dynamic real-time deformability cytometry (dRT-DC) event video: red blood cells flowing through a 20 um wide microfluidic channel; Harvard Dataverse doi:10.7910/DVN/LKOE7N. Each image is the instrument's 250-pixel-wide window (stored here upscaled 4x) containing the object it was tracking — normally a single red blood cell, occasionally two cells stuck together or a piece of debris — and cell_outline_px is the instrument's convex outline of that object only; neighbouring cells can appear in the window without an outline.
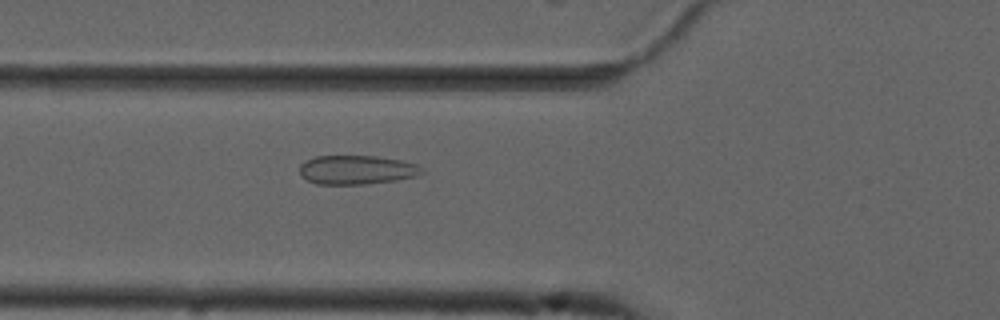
{"species": "common noctule bat (a hibernating species)", "species_latin": "Nyctalus noctula", "temperature_condition": "cold", "stored_images_in_passage": 55, "camera_frame_rate_fps": 3000, "um_per_image_px": 0.085, "animal": {"sex": "male", "forearm_length_mm": 52.5}, "frame": {"image": 1, "passage_image": 20, "time_ms": 6.333, "image_size_px": [1000, 320], "cell_outline_px": [[424, 172], [416, 176], [396, 180], [368, 184], [316, 184], [300, 176], [300, 164], [316, 156], [376, 156], [400, 160], [416, 164], [424, 168]], "centroid_in_image_um": [30.33, 14.44], "position_along_channel_um": 95.5, "area_um2": 20.69}}
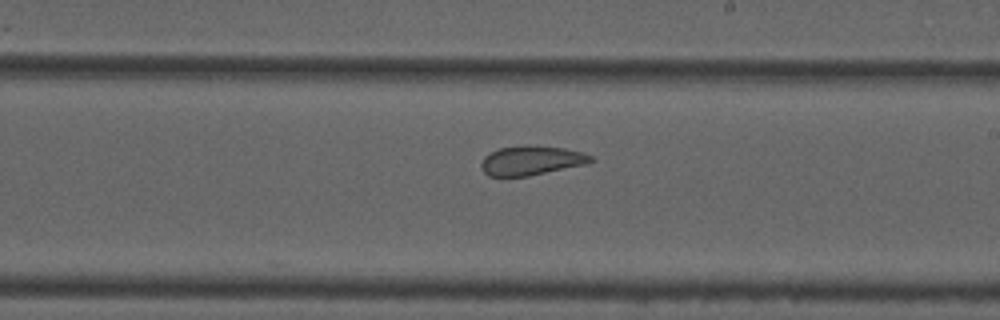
{"frame": {"image": 2, "passage_image": 32, "time_ms": 10.333, "image_size_px": [1000, 320], "cell_outline_px": [[596, 160], [588, 164], [528, 176], [488, 176], [480, 168], [480, 164], [484, 156], [488, 152], [500, 148], [564, 148], [584, 152], [592, 156]], "centroid_in_image_um": [45.18, 13.69], "position_along_channel_um": 243.8, "area_um2": 18.21}}
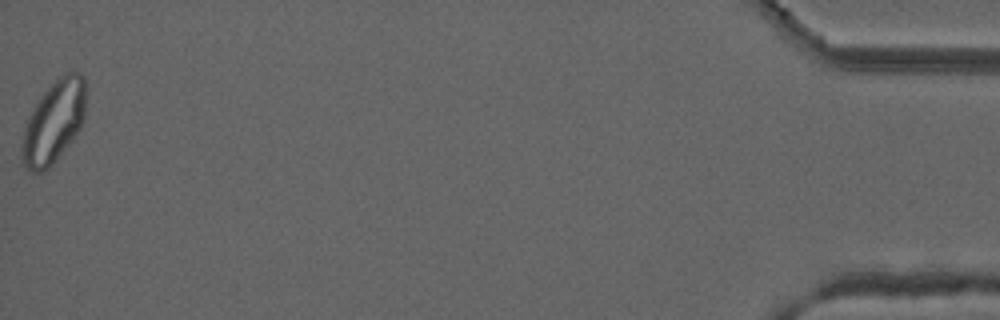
{"frame": {"image": 3, "passage_image": 55, "time_ms": 18.0, "image_size_px": [1000, 320], "cell_outline_px": [[84, 120], [80, 128], [52, 164], [44, 172], [32, 172], [20, 160], [20, 148], [24, 128], [28, 116], [44, 92], [64, 72], [80, 72], [84, 76]], "centroid_in_image_um": [4.54, 10.37], "position_along_channel_um": 430.7, "area_um2": 30.29}, "authors_computed_cell_mechanics": {"area_um2": 25.3164, "velocity_mm_per_s": 3.7017, "shape_relaxation_time_tau1_ms": null, "shape_relaxation_time_tau2_ms": 1.2311, "deformation_change_tau1": null, "deformation_change_tau2": 0.0579}}